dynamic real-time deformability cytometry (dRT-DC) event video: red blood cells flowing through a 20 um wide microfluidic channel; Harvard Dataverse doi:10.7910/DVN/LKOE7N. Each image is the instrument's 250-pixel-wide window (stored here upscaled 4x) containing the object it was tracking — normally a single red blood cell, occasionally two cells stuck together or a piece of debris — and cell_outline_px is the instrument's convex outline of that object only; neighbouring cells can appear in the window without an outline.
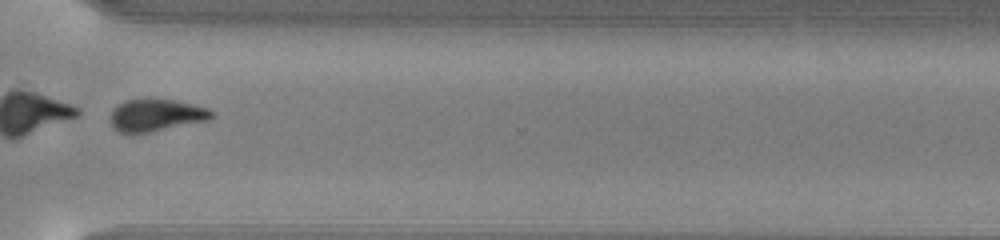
{"species": "common noctule bat (a hibernating species)", "species_latin": "Nyctalus noctula", "temperature_condition": "warm", "stored_images_in_passage": 50, "segment_of_instrument_passage": [2, 2], "camera_frame_rate_fps": 3000, "um_per_image_px": 0.085, "animal": {"sex": "male", "body_mass_g": 13.0, "forearm_length_mm": 53.1}, "frame": {"image": 1, "passage_image": 38, "time_ms": 12.333, "image_size_px": [1000, 240], "cell_outline_px": [[212, 116], [208, 120], [132, 136], [120, 132], [112, 128], [108, 120], [112, 112], [124, 100], [172, 100], [192, 104], [208, 108], [212, 112]], "centroid_in_image_um": [13.19, 9.84], "position_along_channel_um": 357.4, "area_um2": 19.02}}